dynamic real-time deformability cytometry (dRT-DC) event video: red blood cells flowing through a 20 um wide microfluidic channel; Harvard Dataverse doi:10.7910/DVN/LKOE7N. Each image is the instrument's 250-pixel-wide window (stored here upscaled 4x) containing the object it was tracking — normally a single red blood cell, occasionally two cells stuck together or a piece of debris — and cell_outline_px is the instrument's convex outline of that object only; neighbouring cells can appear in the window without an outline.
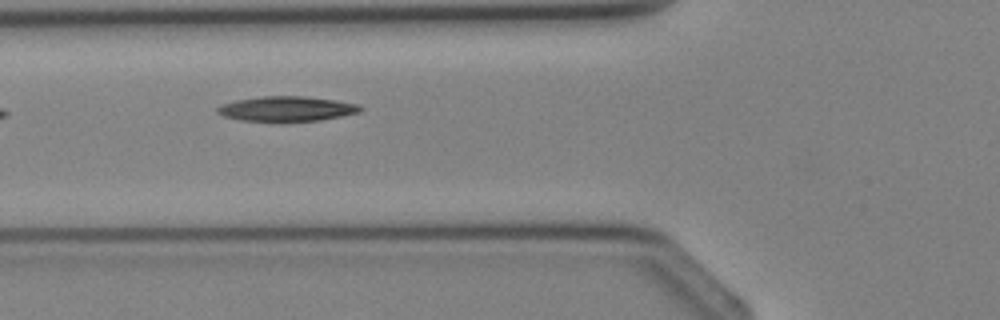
{"species": "Egyptian fruit bat (a non-hibernating species)", "species_latin": "Rousettus aegyptiacus", "temperature_condition": "cold", "stored_images_in_passage": 3, "camera_frame_rate_fps": 3000, "um_per_image_px": 0.085, "animal": {"sex": "female"}, "frame": {"image": 1, "passage_image": 3, "time_ms": 2.333, "image_size_px": [1000, 320], "cell_outline_px": [[364, 108], [360, 112], [320, 120], [240, 120], [224, 116], [216, 112], [216, 108], [220, 104], [236, 100], [260, 96], [304, 96], [336, 100], [356, 104]], "centroid_in_image_um": [24.34, 9.22], "position_along_channel_um": 101.5, "area_um2": 20.4}}